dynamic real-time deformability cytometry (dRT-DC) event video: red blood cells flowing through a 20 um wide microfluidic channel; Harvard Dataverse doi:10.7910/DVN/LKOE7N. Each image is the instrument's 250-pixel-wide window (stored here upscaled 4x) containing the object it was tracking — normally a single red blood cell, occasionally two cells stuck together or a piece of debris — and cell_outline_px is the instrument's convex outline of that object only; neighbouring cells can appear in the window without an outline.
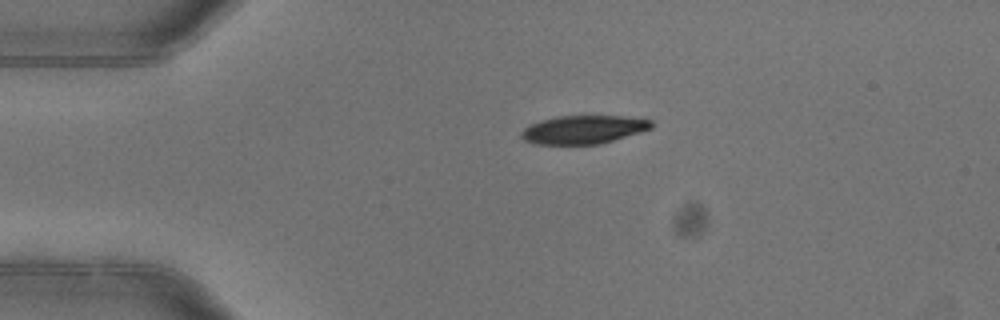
{"species": "common noctule bat (a hibernating species)", "species_latin": "Nyctalus noctula", "temperature_condition": "warm", "stored_images_in_passage": 2, "camera_frame_rate_fps": 3000, "um_per_image_px": 0.085, "animal": {"sex": "female"}, "frame": {"image": 1, "passage_image": 2, "time_ms": 0.333, "image_size_px": [1000, 320], "cell_outline_px": [[652, 128], [640, 132], [600, 144], [536, 144], [524, 140], [520, 136], [520, 132], [528, 124], [540, 120], [556, 116], [624, 116], [652, 120]], "centroid_in_image_um": [49.55, 11.01], "position_along_channel_um": 35.4, "area_um2": 21.56}}